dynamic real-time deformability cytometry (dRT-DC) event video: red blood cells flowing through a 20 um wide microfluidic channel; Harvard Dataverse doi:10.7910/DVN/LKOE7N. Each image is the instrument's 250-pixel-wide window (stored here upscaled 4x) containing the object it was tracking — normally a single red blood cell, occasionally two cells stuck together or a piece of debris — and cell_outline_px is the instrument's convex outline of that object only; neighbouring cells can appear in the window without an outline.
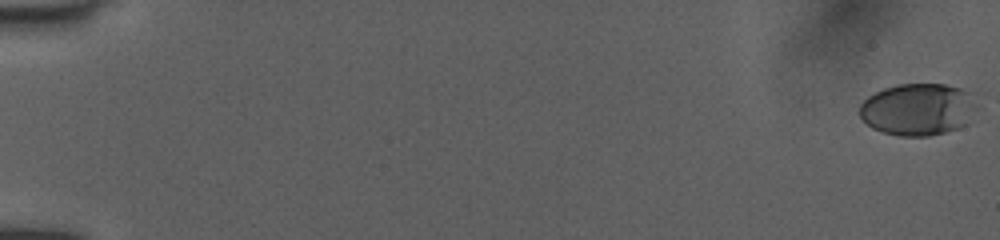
{"species": "human", "species_latin": "Homo sapiens", "temperature_condition": "room temperature", "stored_images_in_passage": 53, "camera_frame_rate_fps": 3000, "um_per_image_px": 0.085, "donor": {"sex": "female"}, "frame": {"image": 1, "passage_image": 1, "time_ms": 0.0, "image_size_px": [1000, 240], "cell_outline_px": [[976, 108], [968, 124], [944, 132], [928, 136], [896, 136], [880, 132], [872, 128], [860, 116], [860, 104], [868, 96], [884, 88], [896, 84], [944, 84], [976, 92]], "centroid_in_image_um": [78.07, 9.29], "position_along_channel_um": 6.9, "area_um2": 36.07}}
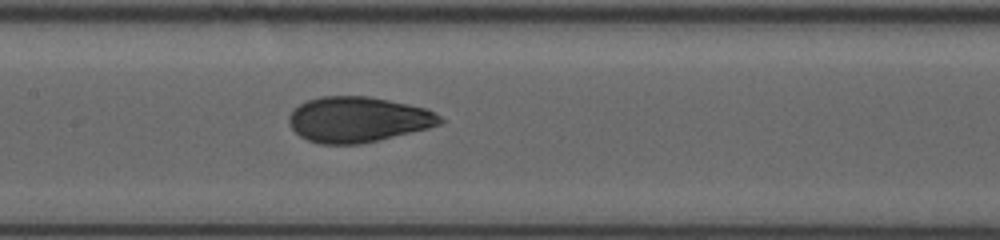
{"frame": {"image": 2, "passage_image": 28, "time_ms": 9.0, "image_size_px": [1000, 240], "cell_outline_px": [[444, 120], [440, 124], [428, 128], [380, 140], [360, 144], [320, 144], [308, 140], [300, 136], [292, 128], [288, 120], [288, 116], [300, 104], [308, 100], [324, 96], [368, 96], [408, 104], [424, 108], [440, 116]], "centroid_in_image_um": [30.42, 10.16], "position_along_channel_um": 177.0, "area_um2": 39.77}}
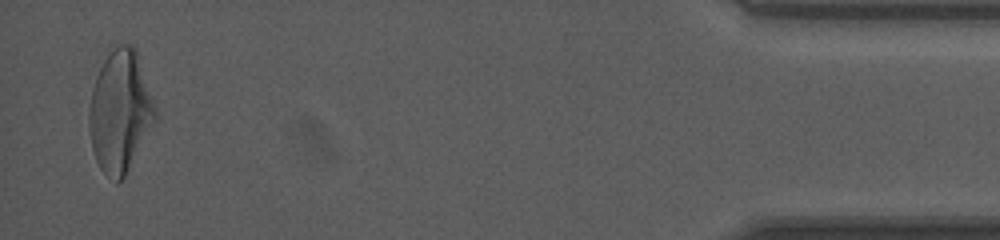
{"frame": {"image": 3, "passage_image": 52, "time_ms": 17.0, "image_size_px": [1000, 240], "cell_outline_px": [[156, 120], [124, 176], [120, 180], [116, 180], [104, 172], [100, 168], [96, 160], [92, 148], [88, 124], [88, 112], [92, 88], [96, 76], [104, 60], [120, 44], [132, 44], [136, 48], [156, 108]], "centroid_in_image_um": [10.2, 9.45], "position_along_channel_um": 425.0, "area_um2": 46.24}, "authors_computed_cell_mechanics": {"area_um2": 39.7086, "velocity_mm_per_s": 4.036, "shape_relaxation_time_tau1_ms": 4.1816, "shape_relaxation_time_tau2_ms": 0.9729, "deformation_change_tau1": 0.1696, "deformation_change_tau2": 0.0669}}